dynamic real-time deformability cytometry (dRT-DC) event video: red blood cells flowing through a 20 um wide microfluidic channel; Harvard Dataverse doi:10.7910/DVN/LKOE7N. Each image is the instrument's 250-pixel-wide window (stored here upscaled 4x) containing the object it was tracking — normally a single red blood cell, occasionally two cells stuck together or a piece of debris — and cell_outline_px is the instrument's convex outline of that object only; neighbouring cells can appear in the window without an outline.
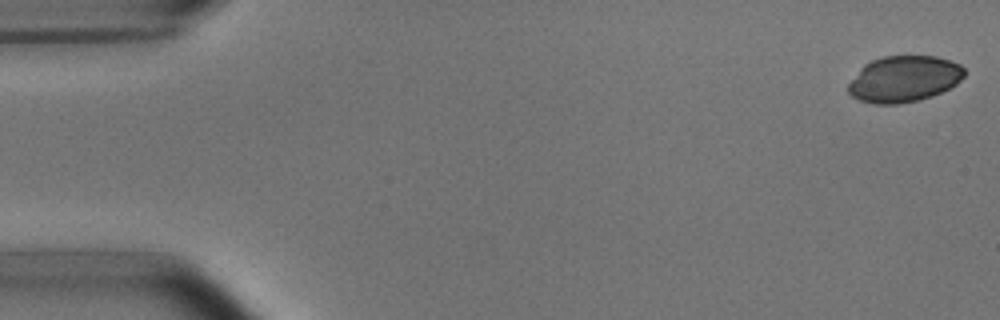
{"species": "common noctule bat (a hibernating species)", "species_latin": "Nyctalus noctula", "temperature_condition": "room temperature", "stored_images_in_passage": 52, "camera_frame_rate_fps": 3000, "um_per_image_px": 0.085, "animal": {"sex": "male", "body_mass_g": 15.6}, "frame": {"image": 1, "passage_image": 1, "time_ms": 0.0, "image_size_px": [1000, 320], "cell_outline_px": [[964, 76], [956, 84], [932, 96], [916, 100], [896, 104], [872, 104], [860, 100], [852, 96], [848, 92], [848, 84], [860, 68], [864, 64], [872, 60], [884, 56], [936, 56], [960, 64], [964, 68]], "centroid_in_image_um": [76.82, 6.71], "position_along_channel_um": 8.2, "area_um2": 31.1}}
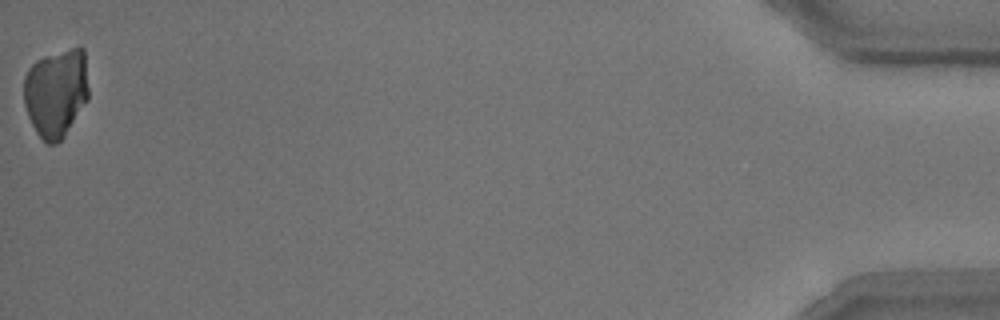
{"frame": {"image": 2, "passage_image": 52, "time_ms": 17.0, "image_size_px": [1000, 320], "cell_outline_px": [[88, 100], [64, 136], [56, 144], [44, 144], [36, 132], [28, 116], [24, 104], [24, 76], [28, 68], [36, 60], [44, 56], [72, 48], [84, 48], [88, 88]], "centroid_in_image_um": [4.75, 7.9], "position_along_channel_um": 430.4, "area_um2": 33.58}}